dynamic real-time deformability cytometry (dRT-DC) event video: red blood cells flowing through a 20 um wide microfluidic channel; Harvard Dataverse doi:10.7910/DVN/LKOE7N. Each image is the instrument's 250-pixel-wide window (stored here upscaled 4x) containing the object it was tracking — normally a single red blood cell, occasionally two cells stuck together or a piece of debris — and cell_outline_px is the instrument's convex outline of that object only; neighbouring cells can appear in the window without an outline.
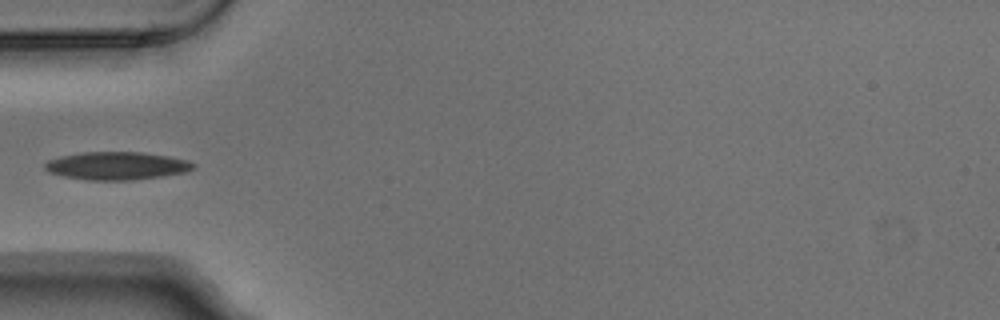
{"species": "Egyptian fruit bat (a non-hibernating species)", "species_latin": "Rousettus aegyptiacus", "temperature_condition": "warm", "stored_images_in_passage": 3, "camera_frame_rate_fps": 3000, "um_per_image_px": 0.085, "animal": {"sex": "male"}, "frame": {"image": 1, "passage_image": 3, "time_ms": 0.667, "image_size_px": [1000, 320], "cell_outline_px": [[196, 168], [188, 172], [132, 180], [88, 180], [64, 176], [48, 172], [44, 168], [44, 164], [48, 160], [60, 156], [84, 152], [144, 152], [168, 156], [188, 160], [196, 164]], "centroid_in_image_um": [9.95, 14.09], "position_along_channel_um": 75.0, "area_um2": 24.28}}